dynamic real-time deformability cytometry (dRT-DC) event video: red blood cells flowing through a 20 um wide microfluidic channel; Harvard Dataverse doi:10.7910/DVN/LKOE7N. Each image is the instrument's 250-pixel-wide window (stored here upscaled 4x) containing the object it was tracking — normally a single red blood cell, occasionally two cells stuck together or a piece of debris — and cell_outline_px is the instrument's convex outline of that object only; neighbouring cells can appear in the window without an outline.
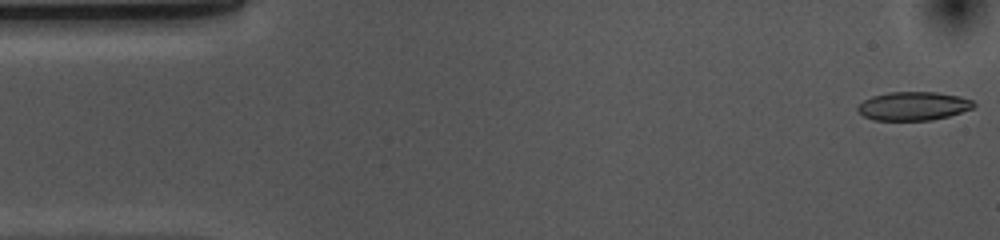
{"species": "common noctule bat (a hibernating species)", "species_latin": "Nyctalus noctula", "temperature_condition": "cold", "stored_images_in_passage": 53, "camera_frame_rate_fps": 3000, "um_per_image_px": 0.085, "animal": {"sex": "female", "body_mass_g": 10.0, "forearm_length_mm": 53.1}, "frame": {"image": 1, "passage_image": 1, "time_ms": 0.0, "image_size_px": [1000, 240], "cell_outline_px": [[976, 104], [972, 108], [948, 116], [932, 120], [872, 120], [864, 116], [856, 108], [864, 100], [872, 96], [888, 92], [936, 92], [960, 96], [972, 100]], "centroid_in_image_um": [77.63, 9.01], "position_along_channel_um": 7.4, "area_um2": 19.25}}
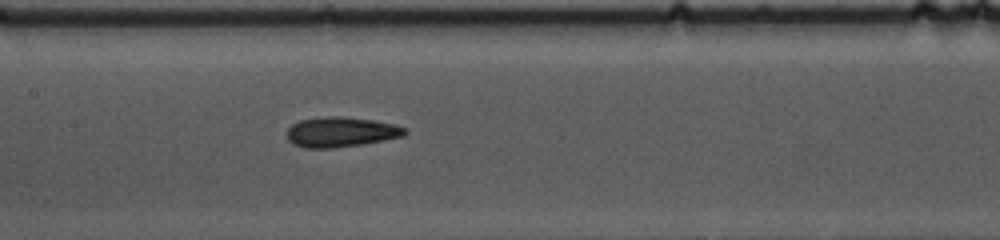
{"frame": {"image": 2, "passage_image": 24, "time_ms": 7.667, "image_size_px": [1000, 240], "cell_outline_px": [[408, 132], [404, 136], [364, 144], [332, 148], [304, 148], [292, 144], [288, 140], [288, 128], [292, 124], [300, 120], [328, 116], [344, 116], [372, 120], [392, 124], [408, 128]], "centroid_in_image_um": [28.99, 11.22], "position_along_channel_um": 178.4, "area_um2": 20.75}}
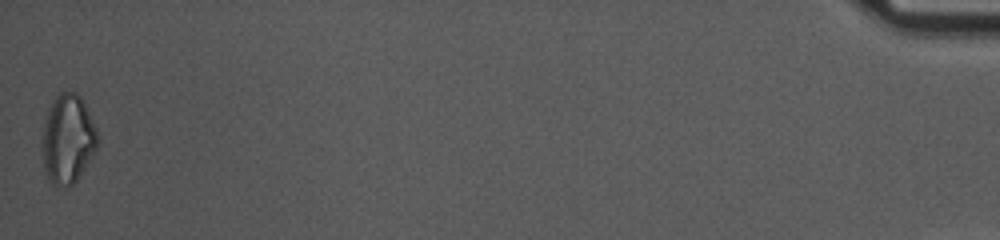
{"frame": {"image": 3, "passage_image": 53, "time_ms": 17.333, "image_size_px": [1000, 240], "cell_outline_px": [[100, 140], [96, 148], [84, 168], [76, 180], [68, 188], [52, 184], [44, 168], [40, 148], [44, 124], [48, 112], [56, 96], [60, 92], [76, 92], [80, 96], [96, 128]], "centroid_in_image_um": [5.75, 11.84], "position_along_channel_um": 429.5, "area_um2": 28.55}, "authors_computed_cell_mechanics": {"area_um2": 19.9988, "velocity_mm_per_s": 3.6614, "shape_relaxation_time_tau1_ms": 5.6801, "shape_relaxation_time_tau2_ms": 3.5983, "deformation_change_tau1": 0.1361, "deformation_change_tau2": 0.1182}}